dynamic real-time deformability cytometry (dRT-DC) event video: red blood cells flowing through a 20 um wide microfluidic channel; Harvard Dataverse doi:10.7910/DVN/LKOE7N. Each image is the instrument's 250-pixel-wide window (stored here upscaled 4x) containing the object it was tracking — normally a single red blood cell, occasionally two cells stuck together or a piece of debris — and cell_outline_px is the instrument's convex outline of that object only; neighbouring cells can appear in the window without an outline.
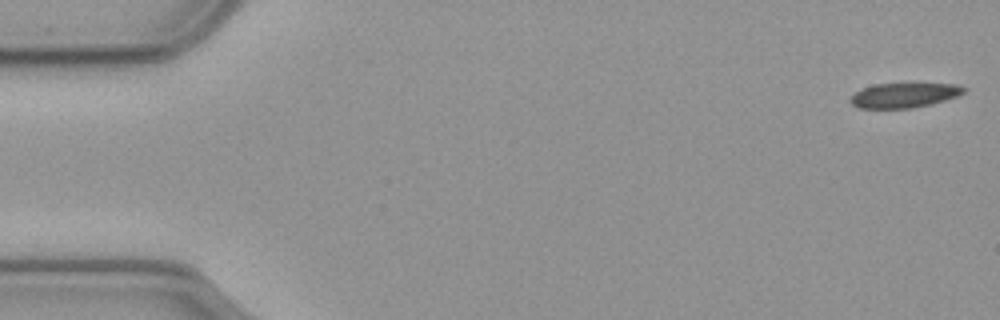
{"species": "common noctule bat (a hibernating species)", "species_latin": "Nyctalus noctula", "temperature_condition": "cold", "stored_images_in_passage": 54, "camera_frame_rate_fps": 3000, "um_per_image_px": 0.085, "animal": {"sex": "male", "body_mass_g": 23.1, "forearm_length_mm": 52.7}, "frame": {"image": 1, "passage_image": 1, "time_ms": 0.0, "image_size_px": [1000, 320], "cell_outline_px": [[964, 92], [956, 96], [944, 100], [928, 104], [908, 108], [860, 108], [852, 104], [852, 96], [856, 92], [864, 88], [876, 84], [952, 84], [964, 88]], "centroid_in_image_um": [76.82, 8.1], "position_along_channel_um": 8.2, "area_um2": 15.66}}
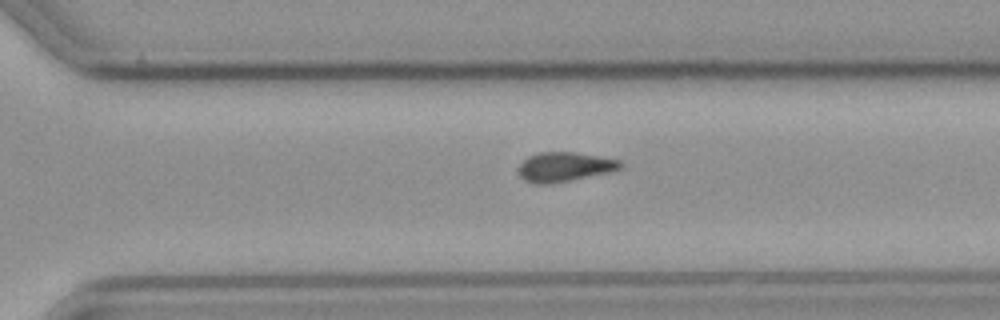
{"frame": {"image": 2, "passage_image": 39, "time_ms": 12.667, "image_size_px": [1000, 320], "cell_outline_px": [[624, 164], [620, 168], [608, 172], [552, 184], [532, 184], [524, 180], [520, 176], [520, 164], [528, 156], [540, 152], [576, 152], [620, 160]], "centroid_in_image_um": [47.97, 14.18], "position_along_channel_um": 322.6, "area_um2": 17.4}}
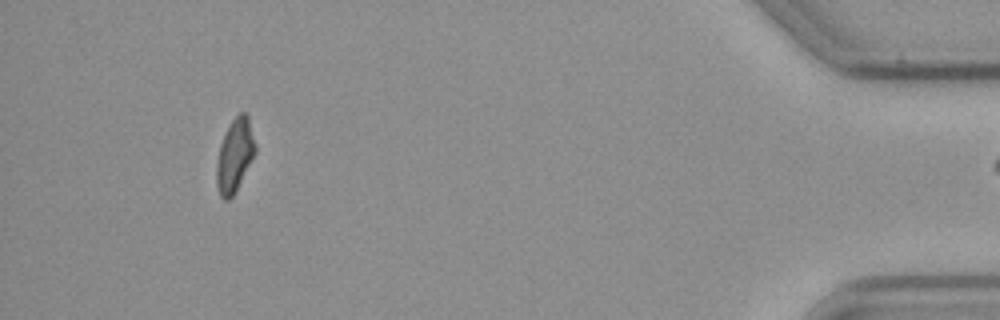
{"frame": {"image": 3, "passage_image": 53, "time_ms": 17.333, "image_size_px": [1000, 320], "cell_outline_px": [[256, 152], [236, 192], [228, 200], [224, 200], [220, 196], [216, 184], [216, 164], [220, 144], [232, 120], [240, 112], [244, 112], [248, 116], [256, 144]], "centroid_in_image_um": [19.96, 13.24], "position_along_channel_um": 415.2, "area_um2": 16.53}}